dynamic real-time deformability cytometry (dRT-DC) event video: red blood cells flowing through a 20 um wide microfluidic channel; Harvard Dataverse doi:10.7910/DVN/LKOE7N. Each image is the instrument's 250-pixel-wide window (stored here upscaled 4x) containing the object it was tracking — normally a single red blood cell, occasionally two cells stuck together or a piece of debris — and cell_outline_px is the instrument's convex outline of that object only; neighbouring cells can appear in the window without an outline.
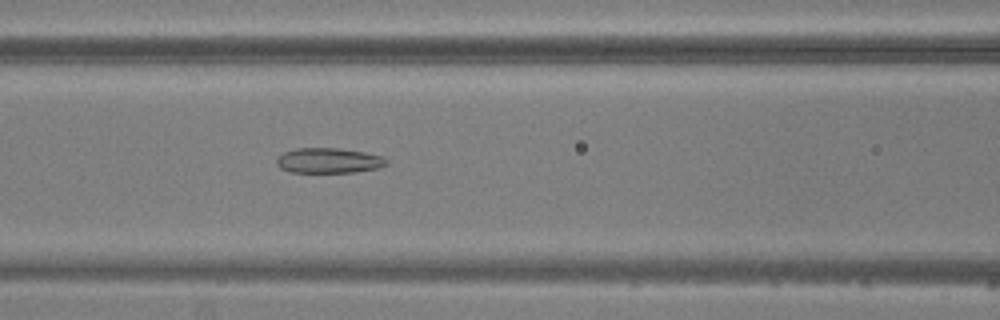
{"species": "common noctule bat (a hibernating species)", "species_latin": "Nyctalus noctula", "temperature_condition": "warm", "stored_images_in_passage": 6, "camera_frame_rate_fps": 3000, "um_per_image_px": 0.085, "animal": {"sex": "male", "body_mass_g": 20.5, "forearm_length_mm": 52.5}, "frame": {"image": 1, "passage_image": 6, "time_ms": 6.0, "image_size_px": [1000, 320], "cell_outline_px": [[388, 164], [376, 168], [356, 172], [288, 172], [280, 168], [276, 164], [276, 160], [284, 152], [296, 148], [340, 148], [364, 152], [384, 156], [388, 160]], "centroid_in_image_um": [27.95, 13.64], "position_along_channel_um": 138.6, "area_um2": 16.18}}